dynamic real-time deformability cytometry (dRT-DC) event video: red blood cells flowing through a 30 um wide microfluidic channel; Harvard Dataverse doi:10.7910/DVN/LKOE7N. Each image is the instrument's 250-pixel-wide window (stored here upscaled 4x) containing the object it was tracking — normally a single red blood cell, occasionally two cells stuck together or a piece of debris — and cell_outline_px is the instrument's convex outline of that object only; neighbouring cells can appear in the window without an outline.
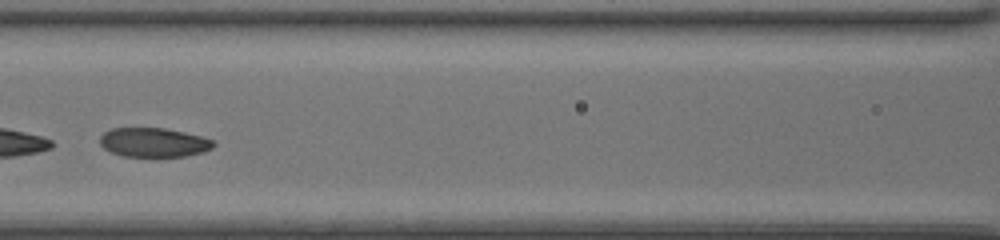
{"species": "common noctule bat (a hibernating species)", "species_latin": "Nyctalus noctula", "temperature_condition": "room temperature", "stored_images_in_passage": 39, "segment_of_instrument_passage": [2, 2], "camera_frame_rate_fps": 3000, "um_per_image_px": 0.085, "animal": {"sex": "female", "body_mass_g": 20.0, "forearm_length_mm": 54.0}, "frame": {"image": 1, "passage_image": 14, "time_ms": 4.333, "image_size_px": [1000, 240], "cell_outline_px": [[216, 144], [212, 148], [204, 152], [184, 156], [124, 156], [112, 152], [104, 148], [100, 144], [100, 136], [104, 132], [112, 128], [164, 128], [184, 132], [200, 136], [212, 140]], "centroid_in_image_um": [13.06, 12.1], "position_along_channel_um": 153.5, "area_um2": 19.19}}
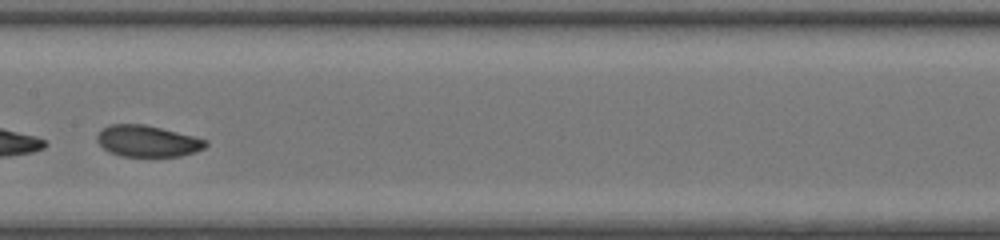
{"frame": {"image": 2, "passage_image": 17, "time_ms": 5.333, "image_size_px": [1000, 240], "cell_outline_px": [[208, 144], [204, 148], [196, 152], [180, 156], [120, 156], [104, 148], [96, 140], [96, 136], [108, 124], [144, 124], [208, 140]], "centroid_in_image_um": [12.55, 11.99], "position_along_channel_um": 194.9, "area_um2": 19.65}}
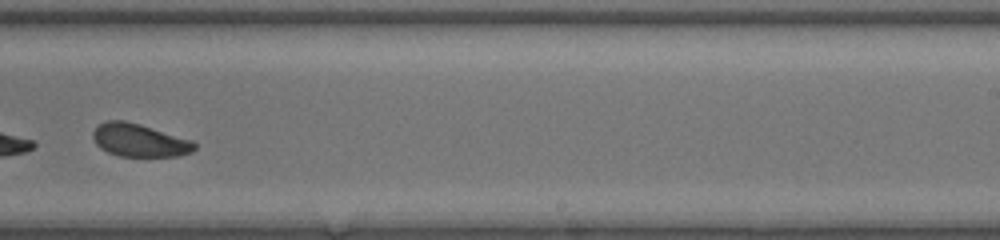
{"frame": {"image": 3, "passage_image": 23, "time_ms": 7.333, "image_size_px": [1000, 240], "cell_outline_px": [[196, 148], [192, 152], [180, 156], [120, 156], [108, 152], [100, 148], [96, 144], [92, 136], [92, 132], [100, 124], [108, 120], [124, 120], [140, 124], [192, 140], [196, 144]], "centroid_in_image_um": [11.86, 11.93], "position_along_channel_um": 277.1, "area_um2": 19.48}}